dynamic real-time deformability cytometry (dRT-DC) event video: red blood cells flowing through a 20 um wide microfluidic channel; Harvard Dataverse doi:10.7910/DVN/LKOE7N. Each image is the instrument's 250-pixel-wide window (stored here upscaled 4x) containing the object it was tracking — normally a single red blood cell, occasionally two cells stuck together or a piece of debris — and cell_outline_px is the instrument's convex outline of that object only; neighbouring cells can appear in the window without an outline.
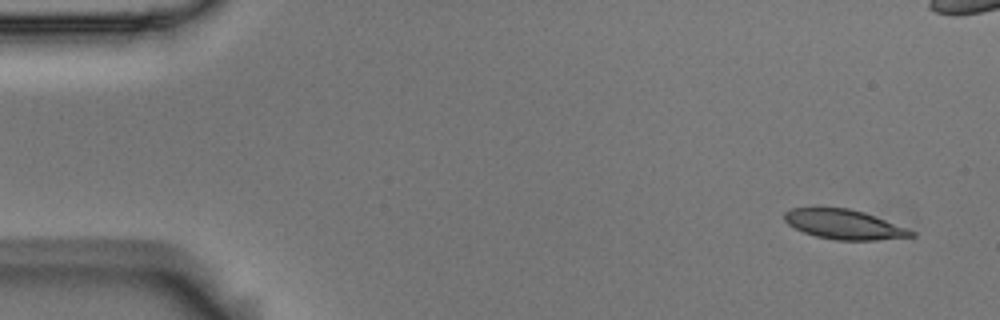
{"species": "Egyptian fruit bat (a non-hibernating species)", "species_latin": "Rousettus aegyptiacus", "temperature_condition": "room temperature", "stored_images_in_passage": 3, "camera_frame_rate_fps": 3000, "um_per_image_px": 0.085, "animal": {"sex": "male"}, "frame": {"image": 1, "passage_image": 1, "time_ms": 0.0, "image_size_px": [1000, 320], "cell_outline_px": [[916, 236], [876, 240], [836, 240], [816, 236], [804, 232], [788, 224], [784, 220], [784, 212], [792, 208], [848, 208], [864, 212], [908, 228], [916, 232]], "centroid_in_image_um": [71.78, 19.08], "position_along_channel_um": 13.2, "area_um2": 21.79}}